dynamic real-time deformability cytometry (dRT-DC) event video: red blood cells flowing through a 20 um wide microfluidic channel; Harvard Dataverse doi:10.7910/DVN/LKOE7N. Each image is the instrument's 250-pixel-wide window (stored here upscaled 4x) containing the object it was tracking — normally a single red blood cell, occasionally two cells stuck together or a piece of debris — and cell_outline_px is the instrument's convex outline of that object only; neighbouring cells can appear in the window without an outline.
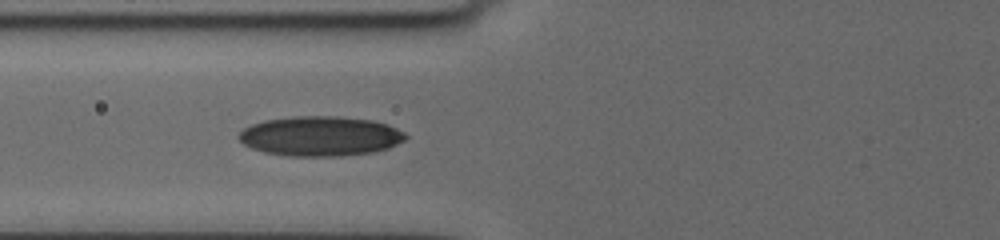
{"species": "human", "species_latin": "Homo sapiens", "temperature_condition": "cold", "stored_images_in_passage": 2, "camera_frame_rate_fps": 3000, "um_per_image_px": 0.085, "donor": {"sex": "female"}, "frame": {"image": 1, "passage_image": 2, "time_ms": 0.667, "image_size_px": [1000, 240], "cell_outline_px": [[408, 136], [404, 140], [388, 148], [372, 152], [340, 156], [288, 156], [264, 152], [252, 148], [244, 144], [236, 136], [244, 128], [252, 124], [264, 120], [296, 116], [332, 116], [372, 120], [388, 124], [404, 132]], "centroid_in_image_um": [27.21, 11.57], "position_along_channel_um": 98.6, "area_um2": 38.61}}